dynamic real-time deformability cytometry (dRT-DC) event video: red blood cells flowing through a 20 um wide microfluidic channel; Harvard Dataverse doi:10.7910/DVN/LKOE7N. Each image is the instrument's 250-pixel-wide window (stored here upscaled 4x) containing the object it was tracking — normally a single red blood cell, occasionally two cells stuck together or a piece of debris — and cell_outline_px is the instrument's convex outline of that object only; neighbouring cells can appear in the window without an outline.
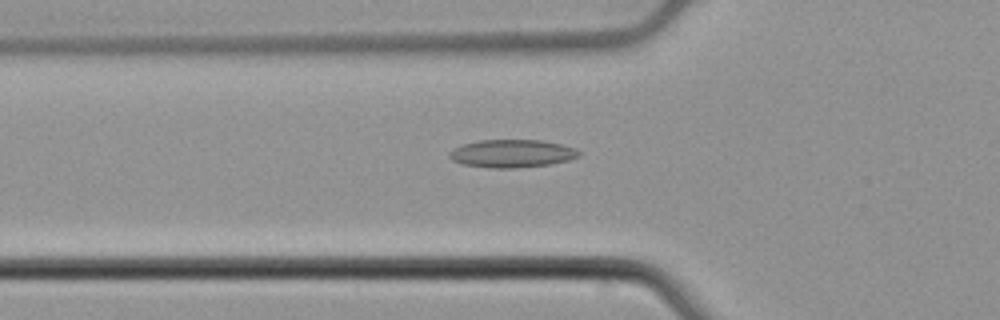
{"species": "common noctule bat (a hibernating species)", "species_latin": "Nyctalus noctula", "temperature_condition": "cold", "stored_images_in_passage": 46, "camera_frame_rate_fps": 3000, "um_per_image_px": 0.085, "animal": {"sex": "male", "body_mass_g": 21.5, "forearm_length_mm": 52.0}, "frame": {"image": 1, "passage_image": 13, "time_ms": 4.0, "image_size_px": [1000, 320], "cell_outline_px": [[580, 156], [568, 160], [548, 164], [516, 168], [492, 168], [464, 164], [452, 160], [448, 156], [448, 152], [464, 144], [480, 140], [540, 140], [560, 144], [576, 148], [580, 152]], "centroid_in_image_um": [43.52, 13.05], "position_along_channel_um": 82.3, "area_um2": 20.87}}
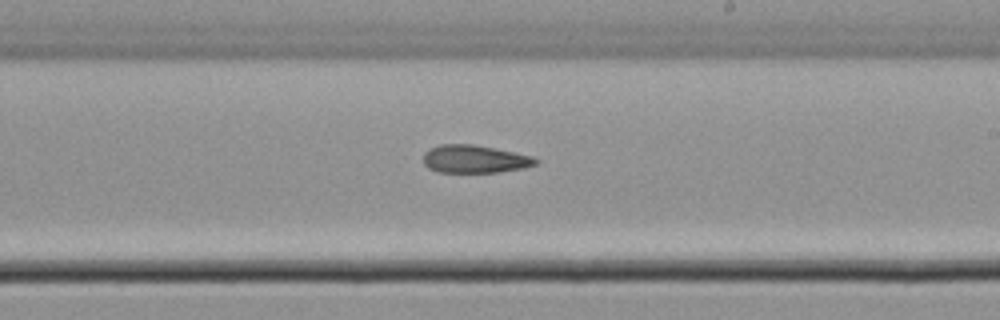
{"frame": {"image": 2, "passage_image": 26, "time_ms": 8.333, "image_size_px": [1000, 320], "cell_outline_px": [[540, 160], [536, 164], [524, 168], [496, 172], [436, 172], [428, 168], [424, 164], [424, 152], [428, 148], [440, 144], [472, 144], [496, 148], [532, 156]], "centroid_in_image_um": [40.33, 13.51], "position_along_channel_um": 248.7, "area_um2": 18.38}}
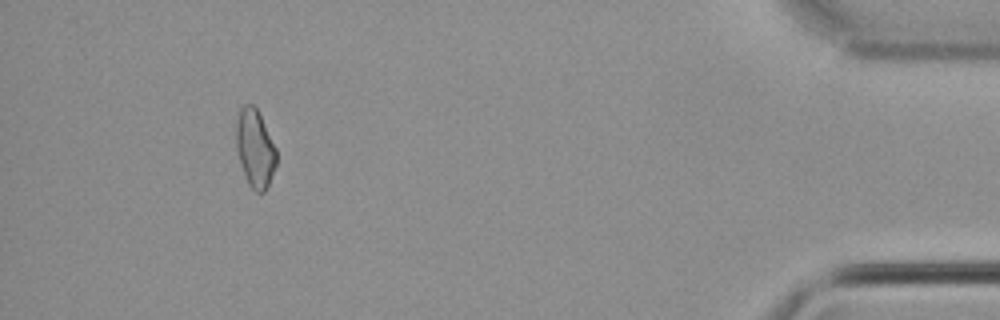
{"frame": {"image": 3, "passage_image": 44, "time_ms": 14.333, "image_size_px": [1000, 320], "cell_outline_px": [[276, 164], [268, 184], [264, 192], [256, 192], [248, 184], [240, 164], [236, 148], [236, 120], [240, 108], [244, 104], [252, 104], [256, 108], [276, 148]], "centroid_in_image_um": [21.65, 12.61], "position_along_channel_um": 413.5, "area_um2": 18.09}, "authors_computed_cell_mechanics": {"area_um2": 18.8139, "velocity_mm_per_s": 3.8301, "shape_relaxation_time_tau1_ms": 5.1231, "shape_relaxation_time_tau2_ms": 3.2055, "deformation_change_tau1": 0.0672, "deformation_change_tau2": 0.1141}}